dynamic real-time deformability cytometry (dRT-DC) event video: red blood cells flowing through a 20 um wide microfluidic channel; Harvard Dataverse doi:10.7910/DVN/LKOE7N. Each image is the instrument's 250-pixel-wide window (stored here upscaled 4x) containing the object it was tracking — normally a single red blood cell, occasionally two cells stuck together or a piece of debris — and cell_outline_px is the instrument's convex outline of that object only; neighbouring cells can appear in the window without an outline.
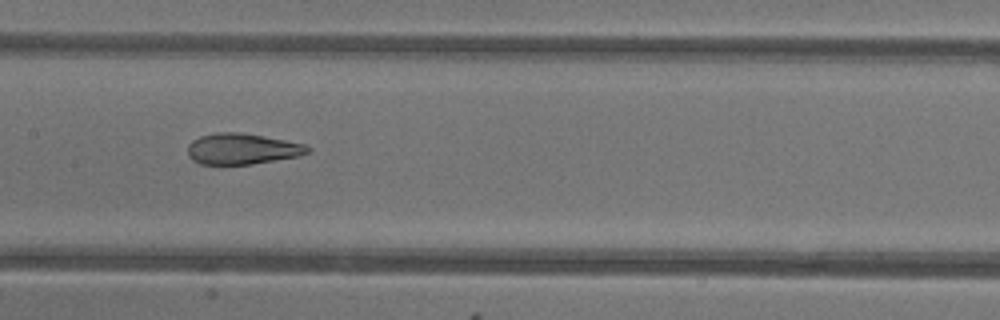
{"species": "common noctule bat (a hibernating species)", "species_latin": "Nyctalus noctula", "temperature_condition": "warm", "stored_images_in_passage": 8, "camera_frame_rate_fps": 3000, "um_per_image_px": 0.085, "animal": {"sex": "female"}, "frame": {"image": 1, "passage_image": 7, "time_ms": 7.333, "image_size_px": [1000, 320], "cell_outline_px": [[312, 152], [300, 156], [252, 164], [200, 164], [192, 160], [188, 156], [188, 144], [192, 140], [200, 136], [216, 132], [240, 132], [264, 136], [308, 144], [312, 148]], "centroid_in_image_um": [20.63, 12.65], "position_along_channel_um": 186.8, "area_um2": 21.96}}
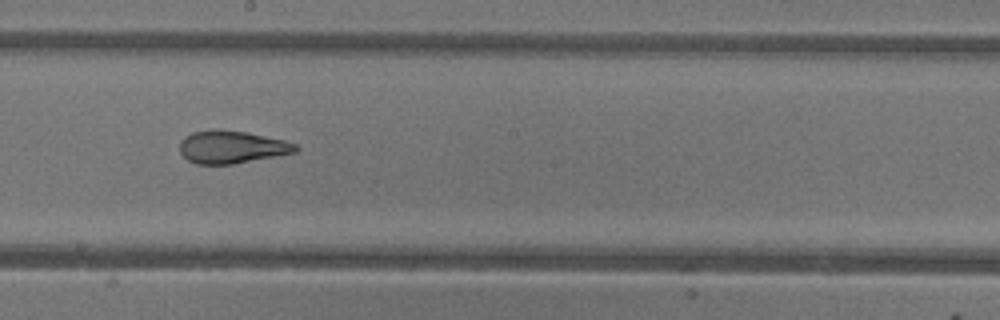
{"frame": {"image": 2, "passage_image": 8, "time_ms": 8.333, "image_size_px": [1000, 320], "cell_outline_px": [[300, 148], [296, 152], [232, 164], [196, 164], [188, 160], [180, 152], [180, 140], [184, 136], [192, 132], [212, 128], [220, 128], [248, 132], [284, 140], [296, 144]], "centroid_in_image_um": [19.67, 12.47], "position_along_channel_um": 228.5, "area_um2": 22.31}}